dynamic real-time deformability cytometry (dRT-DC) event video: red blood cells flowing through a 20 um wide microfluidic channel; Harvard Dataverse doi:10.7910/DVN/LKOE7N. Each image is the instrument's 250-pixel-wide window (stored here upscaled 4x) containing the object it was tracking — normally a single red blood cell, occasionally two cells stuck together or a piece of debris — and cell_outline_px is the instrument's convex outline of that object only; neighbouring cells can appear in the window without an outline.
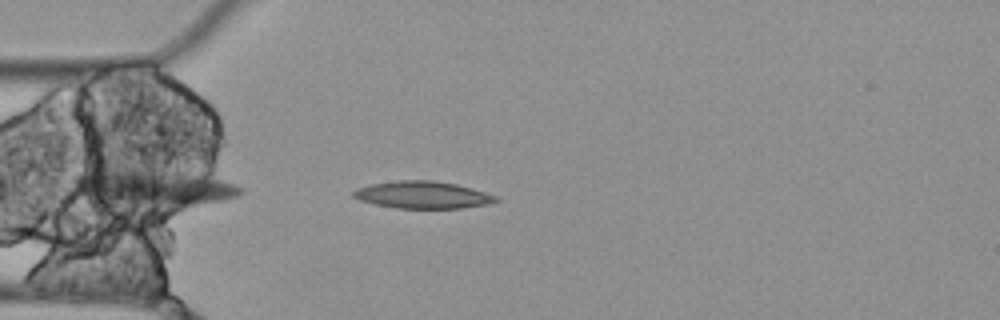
{"species": "Egyptian fruit bat (a non-hibernating species)", "species_latin": "Rousettus aegyptiacus", "temperature_condition": "cold", "stored_images_in_passage": 4, "camera_frame_rate_fps": 3000, "um_per_image_px": 0.085, "animal": {"sex": "female"}, "frame": {"image": 1, "passage_image": 4, "time_ms": 1.0, "image_size_px": [1000, 320], "cell_outline_px": [[500, 200], [488, 204], [464, 208], [396, 208], [376, 204], [360, 200], [352, 196], [352, 192], [356, 188], [372, 184], [396, 180], [432, 180], [456, 184], [472, 188], [496, 196]], "centroid_in_image_um": [35.92, 16.56], "position_along_channel_um": 49.1, "area_um2": 22.54}}